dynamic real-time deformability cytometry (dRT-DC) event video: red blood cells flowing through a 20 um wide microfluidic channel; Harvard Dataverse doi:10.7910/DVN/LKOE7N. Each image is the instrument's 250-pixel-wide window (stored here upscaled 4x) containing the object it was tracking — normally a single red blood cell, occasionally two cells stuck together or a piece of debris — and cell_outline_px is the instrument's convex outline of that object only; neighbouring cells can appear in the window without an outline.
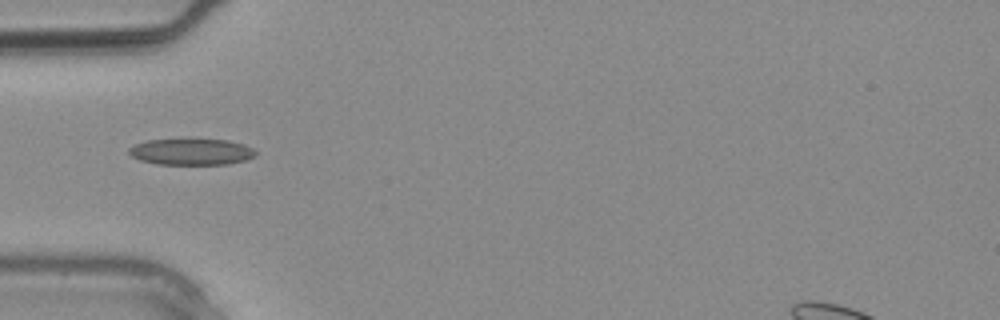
{"species": "common noctule bat (a hibernating species)", "species_latin": "Nyctalus noctula", "temperature_condition": "warm", "stored_images_in_passage": 2, "camera_frame_rate_fps": 3000, "um_per_image_px": 0.085, "animal": {"sex": "male", "body_mass_g": 20.4}, "frame": {"image": 1, "passage_image": 2, "time_ms": 0.333, "image_size_px": [1000, 320], "cell_outline_px": [[256, 156], [244, 160], [228, 164], [156, 164], [140, 160], [132, 156], [128, 152], [128, 148], [136, 144], [148, 140], [228, 140], [244, 144], [252, 148], [256, 152]], "centroid_in_image_um": [16.27, 12.91], "position_along_channel_um": 68.7, "area_um2": 19.19}}